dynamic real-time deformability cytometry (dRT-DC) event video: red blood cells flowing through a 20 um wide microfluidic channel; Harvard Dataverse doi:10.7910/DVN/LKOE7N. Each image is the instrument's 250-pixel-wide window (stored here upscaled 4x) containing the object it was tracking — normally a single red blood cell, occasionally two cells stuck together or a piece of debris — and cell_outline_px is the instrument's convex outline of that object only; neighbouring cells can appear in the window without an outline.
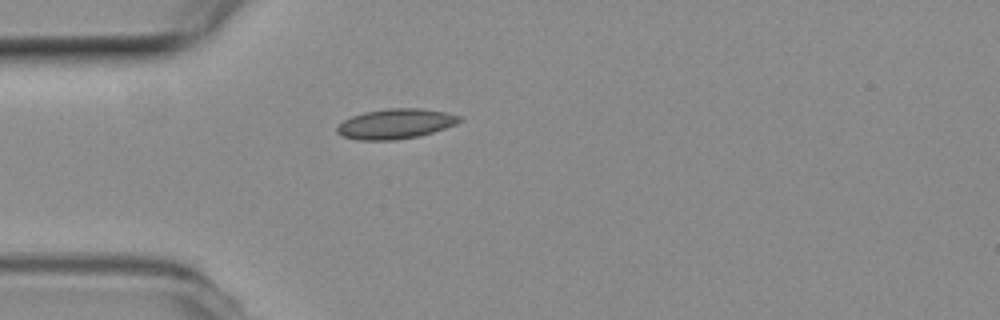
{"species": "common noctule bat (a hibernating species)", "species_latin": "Nyctalus noctula", "temperature_condition": "room temperature", "stored_images_in_passage": 10, "camera_frame_rate_fps": 3000, "um_per_image_px": 0.085, "animal": {"sex": "female", "body_mass_g": 19.3, "forearm_length_mm": 54.1}, "frame": {"image": 1, "passage_image": 1, "time_ms": 0.0, "image_size_px": [1000, 320], "cell_outline_px": [[464, 120], [456, 124], [420, 136], [396, 140], [356, 140], [344, 136], [336, 132], [336, 128], [344, 120], [352, 116], [364, 112], [388, 108], [420, 108], [444, 112], [460, 116]], "centroid_in_image_um": [33.63, 10.52], "position_along_channel_um": 51.4, "area_um2": 21.39}}
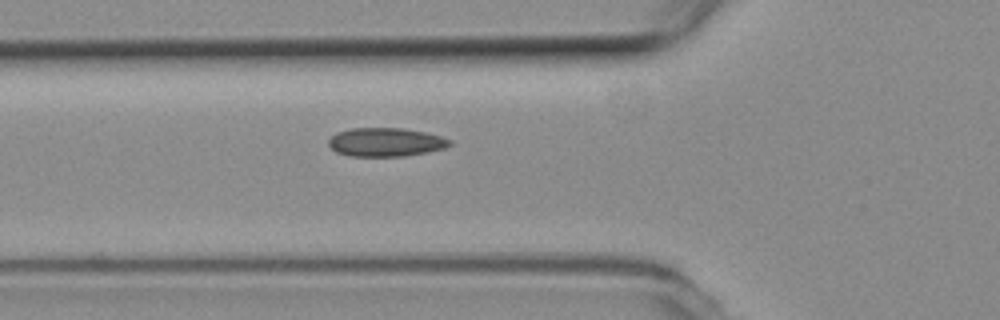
{"frame": {"image": 2, "passage_image": 5, "time_ms": 1.333, "image_size_px": [1000, 320], "cell_outline_px": [[452, 144], [444, 148], [428, 152], [404, 156], [348, 156], [336, 152], [328, 144], [328, 140], [336, 132], [352, 128], [404, 128], [424, 132], [440, 136], [452, 140]], "centroid_in_image_um": [32.78, 12.08], "position_along_channel_um": 93.0, "area_um2": 20.29}}
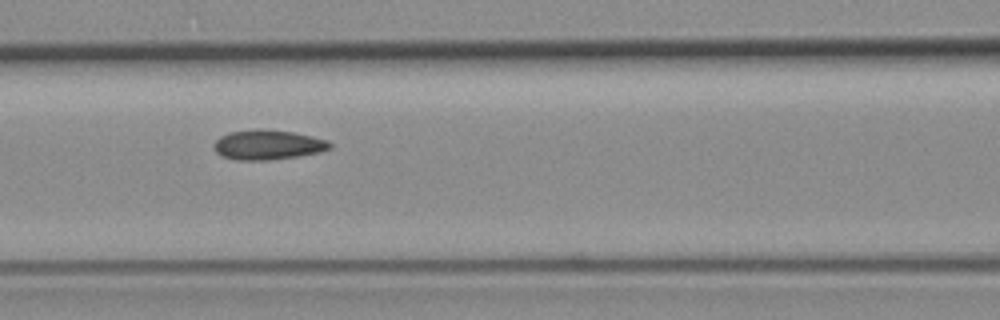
{"frame": {"image": 3, "passage_image": 9, "time_ms": 2.667, "image_size_px": [1000, 320], "cell_outline_px": [[332, 148], [320, 152], [300, 156], [272, 160], [236, 160], [220, 156], [216, 152], [212, 144], [220, 136], [228, 132], [256, 128], [292, 132], [312, 136], [328, 140], [332, 144]], "centroid_in_image_um": [22.75, 12.31], "position_along_channel_um": 143.8, "area_um2": 20.46}}